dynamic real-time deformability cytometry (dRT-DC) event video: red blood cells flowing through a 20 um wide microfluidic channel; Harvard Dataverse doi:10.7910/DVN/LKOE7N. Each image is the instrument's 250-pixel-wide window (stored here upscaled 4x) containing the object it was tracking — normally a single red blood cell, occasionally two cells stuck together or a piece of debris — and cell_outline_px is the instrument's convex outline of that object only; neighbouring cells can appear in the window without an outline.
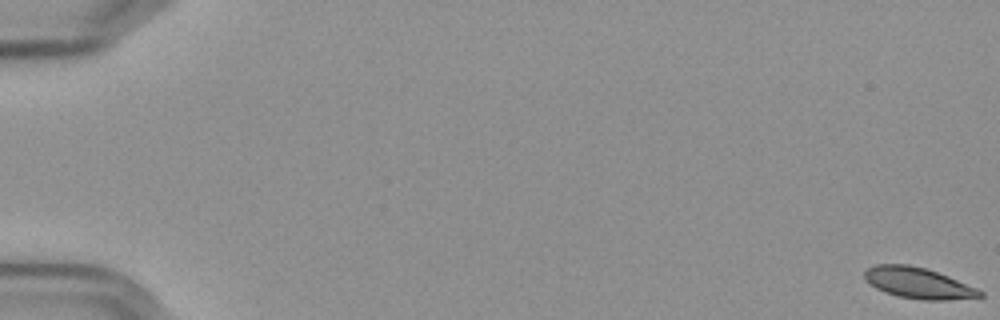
{"species": "Egyptian fruit bat (a non-hibernating species)", "species_latin": "Rousettus aegyptiacus", "temperature_condition": "cold", "stored_images_in_passage": 58, "camera_frame_rate_fps": 3000, "um_per_image_px": 0.085, "frame": {"image": 1, "passage_image": 1, "time_ms": 0.0, "image_size_px": [1000, 320], "cell_outline_px": [[984, 296], [948, 300], [924, 300], [900, 296], [884, 292], [868, 284], [864, 280], [864, 272], [868, 268], [876, 264], [908, 264], [924, 268], [948, 276], [976, 288], [984, 292]], "centroid_in_image_um": [78.01, 24.05], "position_along_channel_um": 7.0, "area_um2": 20.69}}
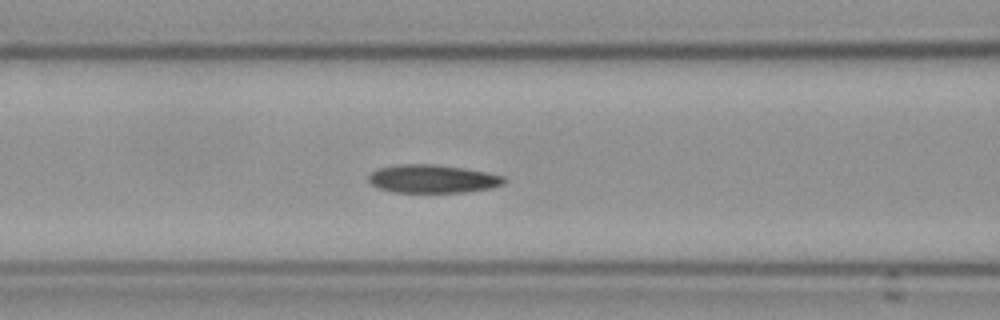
{"frame": {"image": 2, "passage_image": 26, "time_ms": 8.333, "image_size_px": [1000, 320], "cell_outline_px": [[508, 180], [504, 184], [492, 188], [464, 192], [392, 192], [380, 188], [372, 184], [368, 180], [368, 176], [376, 168], [400, 164], [436, 164], [464, 168], [504, 176]], "centroid_in_image_um": [36.78, 15.2], "position_along_channel_um": 129.8, "area_um2": 22.37}}
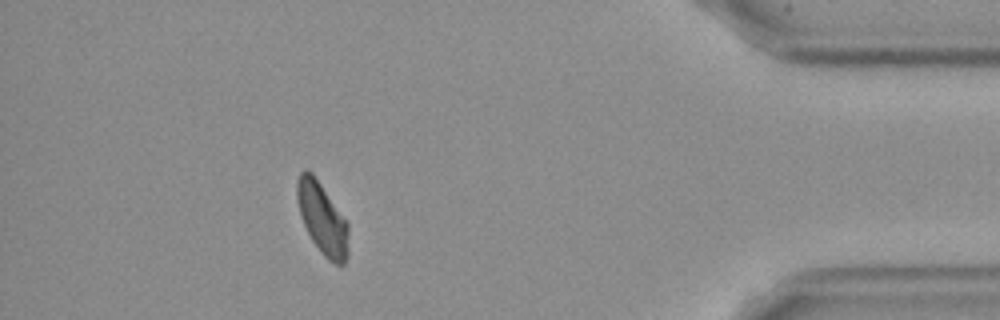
{"frame": {"image": 3, "passage_image": 53, "time_ms": 17.333, "image_size_px": [1000, 320], "cell_outline_px": [[348, 256], [344, 264], [336, 264], [328, 260], [324, 256], [312, 240], [300, 216], [296, 196], [296, 180], [300, 172], [304, 168], [312, 172], [348, 220]], "centroid_in_image_um": [27.4, 18.54], "position_along_channel_um": 407.8, "area_um2": 21.79}, "authors_computed_cell_mechanics": {"area_um2": 22.253, "velocity_mm_per_s": 3.5738, "shape_relaxation_time_tau1_ms": null, "shape_relaxation_time_tau2_ms": 7.7051, "deformation_change_tau1": null, "deformation_change_tau2": 0.1287}}